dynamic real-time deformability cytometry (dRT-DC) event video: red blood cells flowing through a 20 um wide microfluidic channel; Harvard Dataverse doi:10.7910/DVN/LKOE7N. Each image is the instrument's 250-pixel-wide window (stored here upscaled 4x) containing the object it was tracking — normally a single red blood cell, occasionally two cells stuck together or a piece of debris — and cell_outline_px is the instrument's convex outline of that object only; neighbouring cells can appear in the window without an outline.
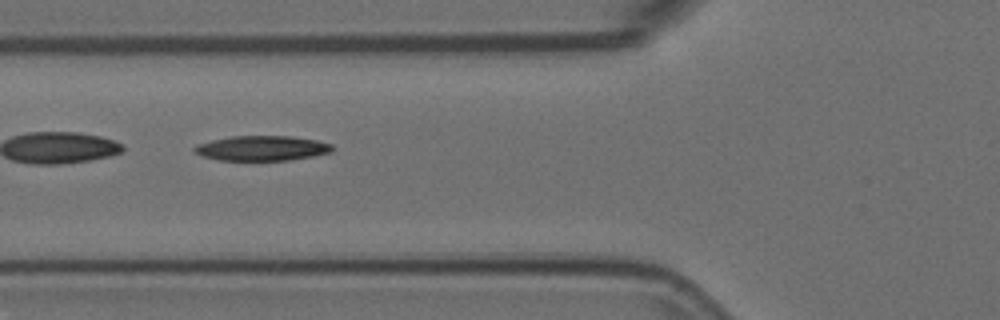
{"species": "Egyptian fruit bat (a non-hibernating species)", "species_latin": "Rousettus aegyptiacus", "temperature_condition": "room temperature", "stored_images_in_passage": 6, "camera_frame_rate_fps": 3000, "um_per_image_px": 0.085, "animal": {"sex": "female"}, "frame": {"image": 1, "passage_image": 5, "time_ms": 1.333, "image_size_px": [1000, 320], "cell_outline_px": [[332, 152], [312, 156], [288, 160], [216, 160], [192, 152], [192, 148], [196, 144], [212, 140], [232, 136], [292, 136], [316, 140], [332, 144]], "centroid_in_image_um": [22.22, 12.59], "position_along_channel_um": 103.6, "area_um2": 20.06}}